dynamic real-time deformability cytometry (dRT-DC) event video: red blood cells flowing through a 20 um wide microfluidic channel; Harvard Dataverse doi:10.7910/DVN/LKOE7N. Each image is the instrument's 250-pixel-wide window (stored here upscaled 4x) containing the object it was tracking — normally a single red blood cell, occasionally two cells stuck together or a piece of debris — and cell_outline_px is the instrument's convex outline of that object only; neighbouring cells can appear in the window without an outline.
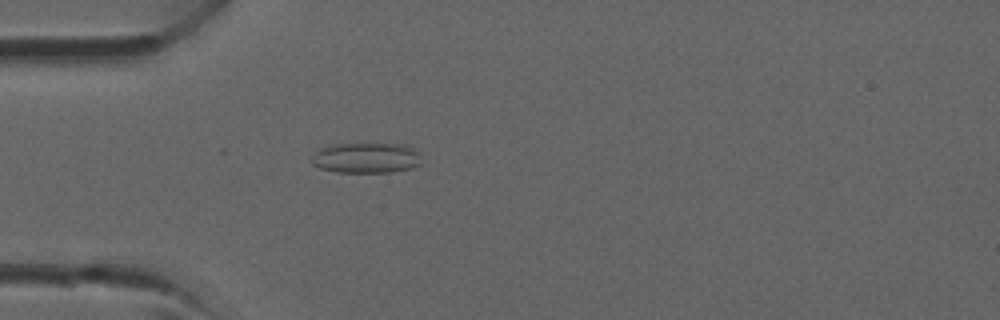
{"species": "common noctule bat (a hibernating species)", "species_latin": "Nyctalus noctula", "temperature_condition": "room temperature", "stored_images_in_passage": 37, "camera_frame_rate_fps": 3000, "um_per_image_px": 0.085, "animal": {"sex": "male", "forearm_length_mm": 52.5}, "frame": {"image": 1, "passage_image": 10, "time_ms": 3.0, "image_size_px": [1000, 320], "cell_outline_px": [[420, 164], [412, 168], [392, 172], [336, 172], [320, 168], [312, 164], [312, 156], [316, 152], [328, 144], [372, 140], [404, 144], [416, 148], [420, 152]], "centroid_in_image_um": [31.17, 13.35], "position_along_channel_um": 53.8, "area_um2": 20.75}}
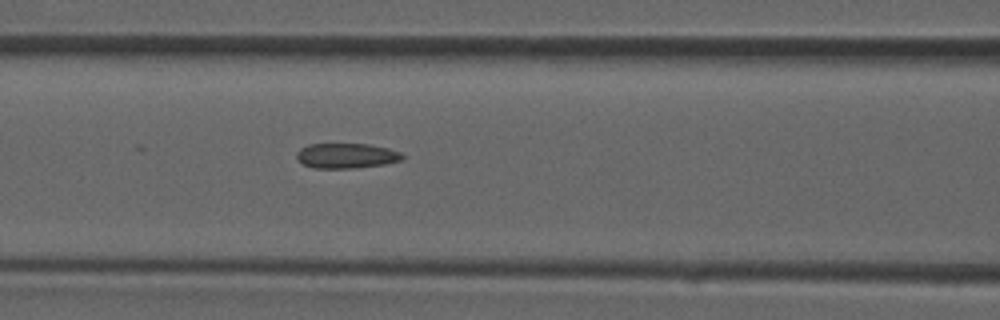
{"frame": {"image": 2, "passage_image": 15, "time_ms": 4.667, "image_size_px": [1000, 320], "cell_outline_px": [[408, 156], [404, 160], [384, 164], [352, 168], [312, 168], [296, 160], [296, 152], [300, 148], [308, 144], [368, 144], [388, 148], [400, 152]], "centroid_in_image_um": [29.46, 13.24], "position_along_channel_um": 137.1, "area_um2": 15.66}}
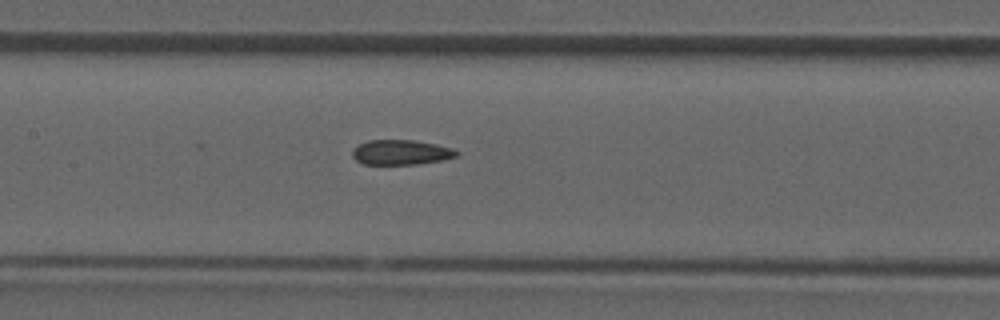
{"frame": {"image": 3, "passage_image": 17, "time_ms": 5.333, "image_size_px": [1000, 320], "cell_outline_px": [[460, 156], [444, 160], [416, 164], [364, 164], [356, 160], [352, 156], [352, 152], [360, 144], [368, 140], [412, 140], [436, 144], [452, 148], [460, 152]], "centroid_in_image_um": [34.15, 12.95], "position_along_channel_um": 173.3, "area_um2": 15.14}}